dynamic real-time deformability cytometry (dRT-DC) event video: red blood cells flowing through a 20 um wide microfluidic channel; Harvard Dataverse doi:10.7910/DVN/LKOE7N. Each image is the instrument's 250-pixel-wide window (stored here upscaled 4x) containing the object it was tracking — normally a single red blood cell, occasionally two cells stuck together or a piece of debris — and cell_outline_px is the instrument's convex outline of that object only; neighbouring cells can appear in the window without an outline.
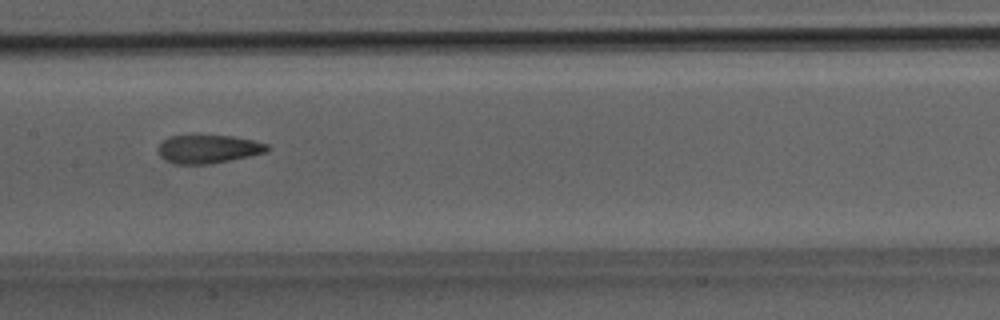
{"species": "Egyptian fruit bat (a non-hibernating species)", "species_latin": "Rousettus aegyptiacus", "temperature_condition": "room temperature", "stored_images_in_passage": 32, "camera_frame_rate_fps": 3000, "um_per_image_px": 0.085, "animal": {"sex": "male"}, "frame": {"image": 1, "passage_image": 13, "time_ms": 4.0, "image_size_px": [1000, 320], "cell_outline_px": [[272, 148], [268, 152], [232, 160], [208, 164], [172, 164], [164, 160], [160, 156], [160, 144], [164, 140], [172, 136], [232, 136], [252, 140], [268, 144]], "centroid_in_image_um": [17.76, 12.69], "position_along_channel_um": 189.6, "area_um2": 17.98}}
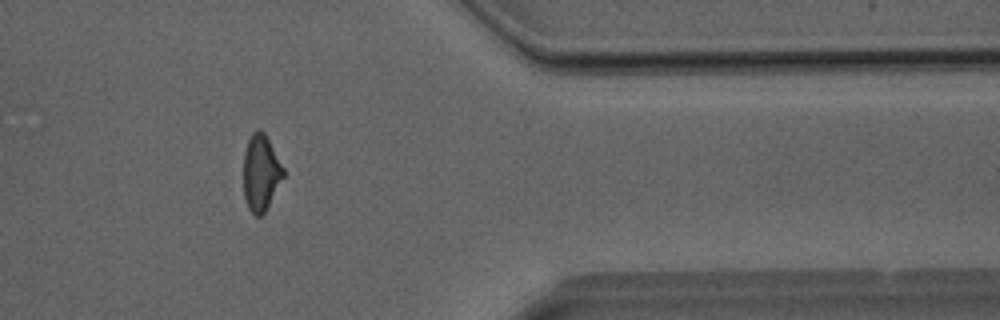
{"frame": {"image": 2, "passage_image": 25, "time_ms": 8.0, "image_size_px": [1000, 320], "cell_outline_px": [[284, 176], [264, 212], [260, 216], [256, 216], [248, 208], [244, 196], [244, 152], [248, 140], [252, 132], [256, 128], [260, 128], [264, 132], [284, 168]], "centroid_in_image_um": [22.16, 14.65], "position_along_channel_um": 389.2, "area_um2": 17.51}}
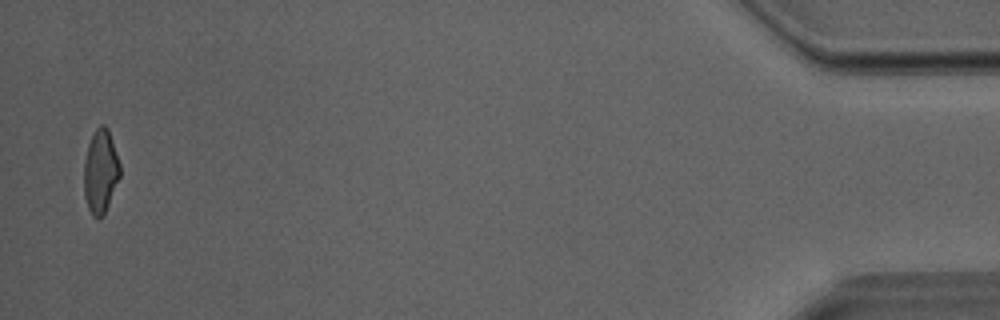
{"frame": {"image": 3, "passage_image": 31, "time_ms": 10.0, "image_size_px": [1000, 320], "cell_outline_px": [[120, 176], [104, 216], [92, 216], [88, 208], [84, 196], [84, 160], [88, 144], [96, 128], [100, 124], [104, 124], [108, 128], [120, 164]], "centroid_in_image_um": [8.54, 14.57], "position_along_channel_um": 426.7, "area_um2": 17.57}}